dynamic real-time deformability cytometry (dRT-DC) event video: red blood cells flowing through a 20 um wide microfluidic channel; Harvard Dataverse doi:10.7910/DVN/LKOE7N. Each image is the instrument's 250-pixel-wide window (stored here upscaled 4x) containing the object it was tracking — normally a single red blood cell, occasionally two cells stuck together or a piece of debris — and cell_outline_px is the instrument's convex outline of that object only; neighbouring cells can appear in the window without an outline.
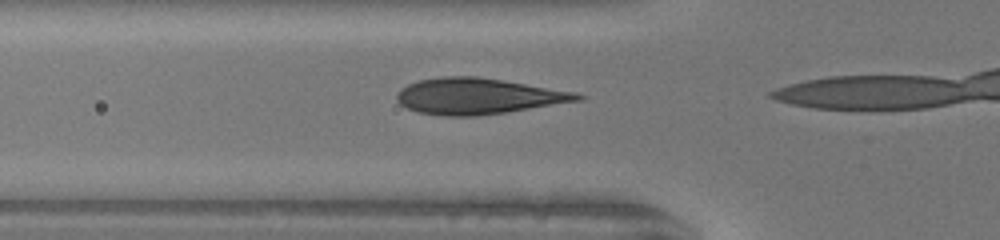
{"species": "human", "species_latin": "Homo sapiens", "temperature_condition": "warm", "stored_images_in_passage": 4, "camera_frame_rate_fps": 3000, "um_per_image_px": 0.085, "donor": {"sex": "female"}, "frame": {"image": 1, "passage_image": 2, "time_ms": 0.333, "image_size_px": [1000, 240], "cell_outline_px": [[584, 96], [580, 100], [504, 112], [476, 116], [444, 116], [420, 112], [408, 108], [400, 104], [396, 100], [396, 96], [400, 88], [408, 84], [420, 80], [444, 76], [476, 76], [576, 92]], "centroid_in_image_um": [40.57, 8.17], "position_along_channel_um": 85.2, "area_um2": 37.34}}